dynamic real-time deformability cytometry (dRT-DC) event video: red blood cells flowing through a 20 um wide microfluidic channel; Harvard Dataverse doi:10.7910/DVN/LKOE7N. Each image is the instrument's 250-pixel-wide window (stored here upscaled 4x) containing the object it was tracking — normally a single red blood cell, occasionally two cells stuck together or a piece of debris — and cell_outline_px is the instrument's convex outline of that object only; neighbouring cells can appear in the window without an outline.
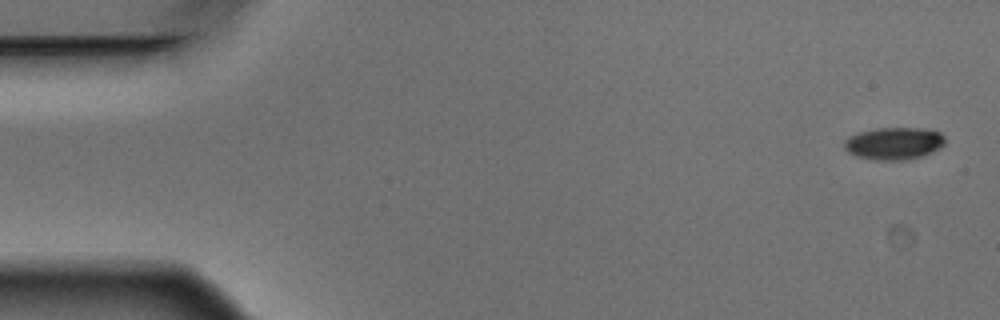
{"species": "Egyptian fruit bat (a non-hibernating species)", "species_latin": "Rousettus aegyptiacus", "temperature_condition": "warm", "stored_images_in_passage": 7, "camera_frame_rate_fps": 3000, "um_per_image_px": 0.085, "animal": {"sex": "male"}, "frame": {"image": 1, "passage_image": 1, "time_ms": 0.0, "image_size_px": [1000, 320], "cell_outline_px": [[944, 144], [940, 148], [932, 152], [908, 160], [876, 160], [856, 156], [848, 152], [844, 148], [844, 140], [848, 136], [860, 132], [876, 128], [928, 128], [940, 132], [944, 136]], "centroid_in_image_um": [75.99, 12.18], "position_along_channel_um": 9.0, "area_um2": 19.13}}
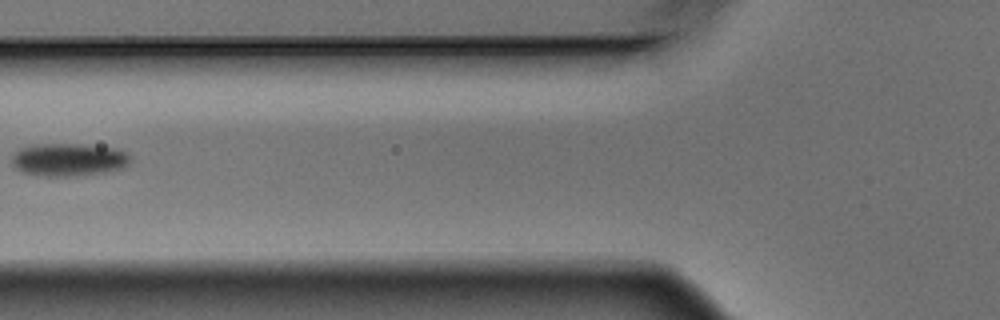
{"frame": {"image": 2, "passage_image": 6, "time_ms": 1.667, "image_size_px": [1000, 320], "cell_outline_px": [[132, 160], [128, 164], [120, 168], [104, 172], [72, 176], [44, 176], [24, 172], [16, 168], [12, 164], [12, 152], [20, 148], [36, 144], [80, 144], [116, 148], [128, 152], [132, 156]], "centroid_in_image_um": [5.84, 13.55], "position_along_channel_um": 120.0, "area_um2": 22.77}}
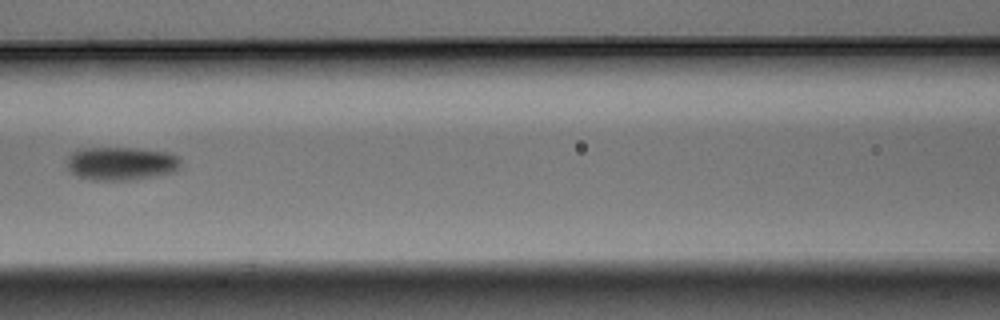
{"frame": {"image": 3, "passage_image": 7, "time_ms": 2.0, "image_size_px": [1000, 320], "cell_outline_px": [[180, 168], [176, 172], [156, 176], [128, 180], [92, 180], [76, 176], [68, 168], [68, 156], [72, 152], [80, 148], [128, 148], [168, 152], [176, 156], [180, 160]], "centroid_in_image_um": [10.3, 13.91], "position_along_channel_um": 156.3, "area_um2": 22.14}}